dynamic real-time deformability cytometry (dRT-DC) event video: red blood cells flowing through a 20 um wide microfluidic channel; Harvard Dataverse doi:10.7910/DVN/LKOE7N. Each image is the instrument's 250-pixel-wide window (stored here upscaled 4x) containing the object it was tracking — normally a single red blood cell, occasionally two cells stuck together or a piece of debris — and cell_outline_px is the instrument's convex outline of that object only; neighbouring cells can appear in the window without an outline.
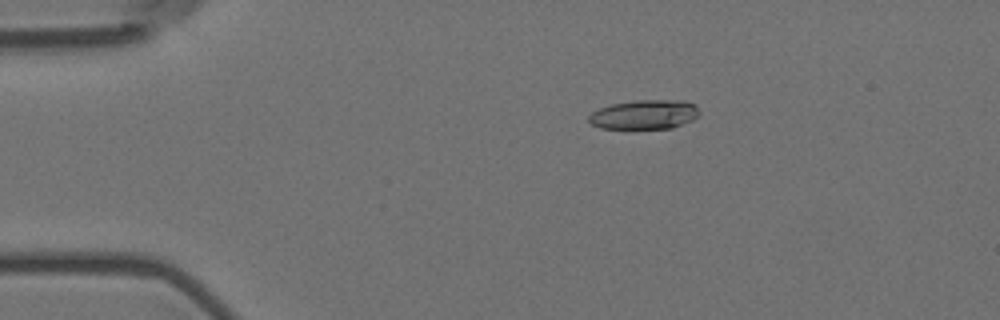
{"species": "Egyptian fruit bat (a non-hibernating species)", "species_latin": "Rousettus aegyptiacus", "temperature_condition": "room temperature", "stored_images_in_passage": 5, "camera_frame_rate_fps": 3000, "um_per_image_px": 0.085, "animal": {"sex": "female"}, "frame": {"image": 1, "passage_image": 2, "time_ms": 0.333, "image_size_px": [1000, 320], "cell_outline_px": [[700, 112], [692, 120], [672, 128], [600, 128], [592, 124], [588, 120], [588, 116], [592, 112], [600, 108], [612, 104], [636, 100], [672, 100], [696, 104]], "centroid_in_image_um": [54.76, 9.73], "position_along_channel_um": 30.2, "area_um2": 18.67}}
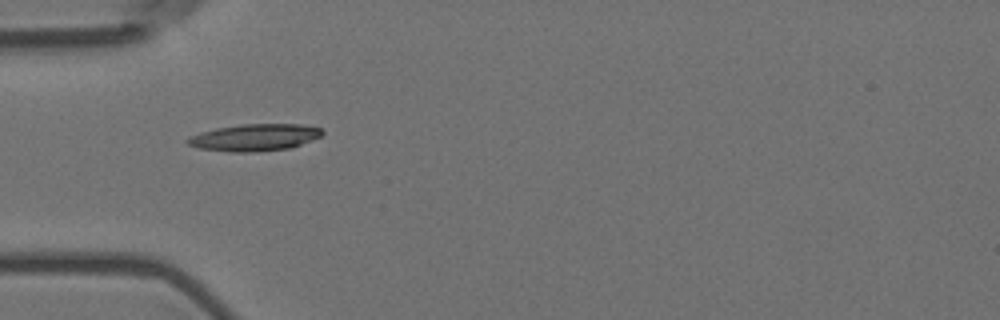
{"frame": {"image": 2, "passage_image": 4, "time_ms": 1.0, "image_size_px": [1000, 320], "cell_outline_px": [[324, 132], [320, 136], [300, 144], [288, 148], [252, 152], [228, 152], [200, 148], [188, 144], [184, 140], [188, 136], [200, 132], [216, 128], [240, 124], [300, 124], [320, 128]], "centroid_in_image_um": [21.57, 11.67], "position_along_channel_um": 63.4, "area_um2": 21.04}}
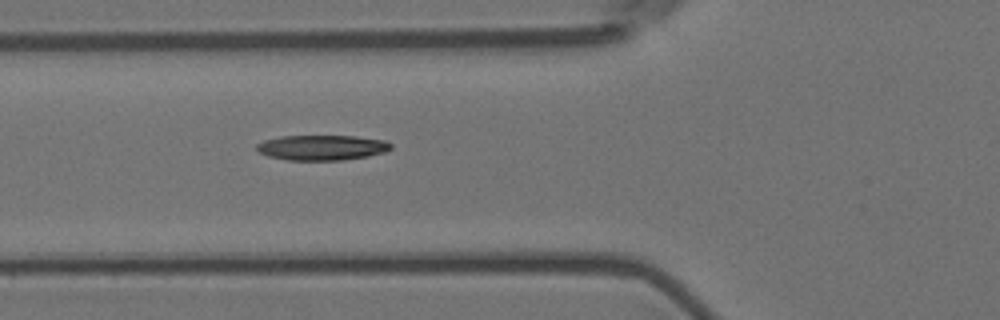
{"frame": {"image": 3, "passage_image": 5, "time_ms": 1.333, "image_size_px": [1000, 320], "cell_outline_px": [[392, 148], [384, 152], [368, 156], [340, 160], [288, 160], [268, 156], [260, 152], [256, 148], [256, 144], [264, 140], [280, 136], [356, 136], [384, 140], [392, 144]], "centroid_in_image_um": [27.36, 12.54], "position_along_channel_um": 98.4, "area_um2": 19.65}}